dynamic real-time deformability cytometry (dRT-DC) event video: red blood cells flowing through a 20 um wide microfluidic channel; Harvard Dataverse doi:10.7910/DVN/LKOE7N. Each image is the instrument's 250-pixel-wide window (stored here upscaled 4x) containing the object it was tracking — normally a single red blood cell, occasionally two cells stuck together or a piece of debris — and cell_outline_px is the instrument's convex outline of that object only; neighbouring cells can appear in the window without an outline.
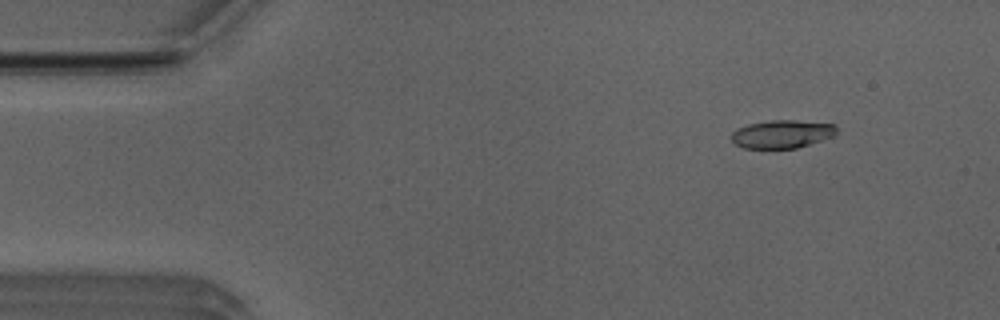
{"species": "Egyptian fruit bat (a non-hibernating species)", "species_latin": "Rousettus aegyptiacus", "temperature_condition": "room temperature", "stored_images_in_passage": 52, "camera_frame_rate_fps": 3000, "um_per_image_px": 0.085, "animal": {"sex": "male"}, "frame": {"image": 1, "passage_image": 6, "time_ms": 1.667, "image_size_px": [1000, 320], "cell_outline_px": [[836, 136], [796, 148], [744, 148], [736, 144], [732, 140], [732, 132], [736, 128], [748, 124], [772, 120], [796, 120], [836, 124]], "centroid_in_image_um": [66.5, 11.39], "position_along_channel_um": 18.5, "area_um2": 17.28}}
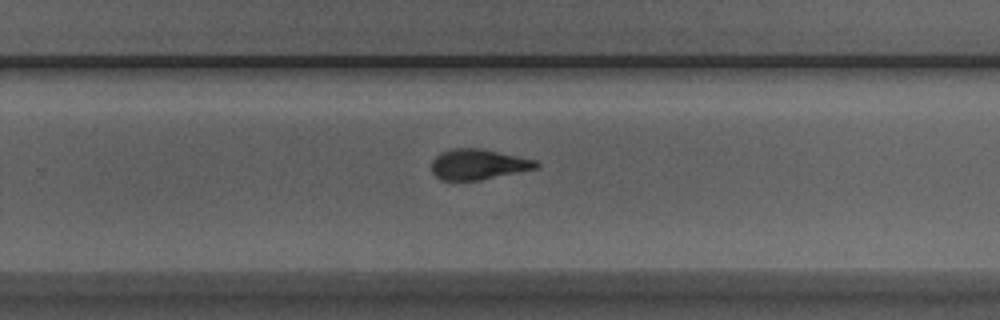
{"frame": {"image": 2, "passage_image": 33, "time_ms": 10.667, "image_size_px": [1000, 320], "cell_outline_px": [[540, 164], [536, 168], [480, 180], [440, 180], [432, 172], [432, 160], [440, 152], [452, 148], [480, 148], [536, 160]], "centroid_in_image_um": [40.61, 13.96], "position_along_channel_um": 289.2, "area_um2": 18.44}}
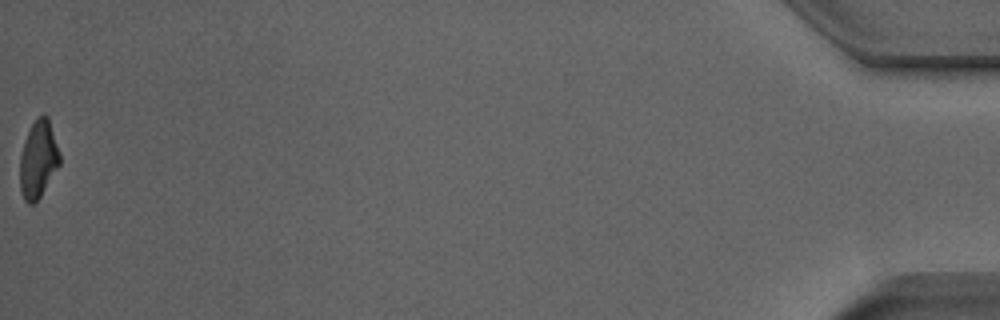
{"frame": {"image": 3, "passage_image": 52, "time_ms": 17.0, "image_size_px": [1000, 320], "cell_outline_px": [[60, 164], [40, 196], [32, 204], [28, 204], [24, 200], [20, 188], [20, 156], [24, 140], [32, 124], [44, 112], [48, 116], [60, 152]], "centroid_in_image_um": [3.26, 13.53], "position_along_channel_um": 431.9, "area_um2": 17.86}, "authors_computed_cell_mechanics": {"area_um2": 18.6405, "velocity_mm_per_s": 3.966, "shape_relaxation_time_tau1_ms": 4.7788, "shape_relaxation_time_tau2_ms": 2.3067, "deformation_change_tau1": 0.1689, "deformation_change_tau2": 0.1003}}